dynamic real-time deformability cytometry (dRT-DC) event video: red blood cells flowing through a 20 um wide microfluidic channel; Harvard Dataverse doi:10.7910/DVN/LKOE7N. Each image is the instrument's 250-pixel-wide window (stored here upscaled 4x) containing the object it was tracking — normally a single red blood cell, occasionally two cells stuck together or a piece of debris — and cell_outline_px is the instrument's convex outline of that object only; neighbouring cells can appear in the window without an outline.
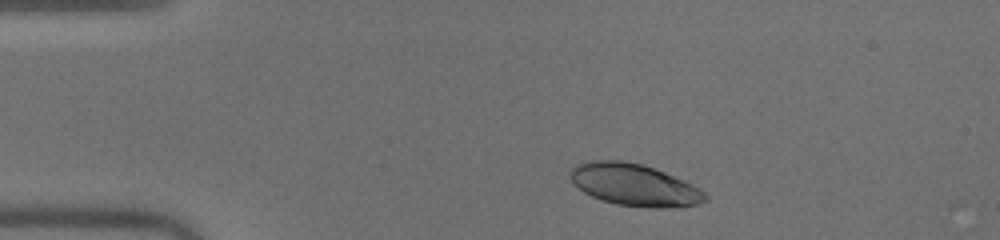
{"species": "human", "species_latin": "Homo sapiens", "temperature_condition": "warm", "stored_images_in_passage": 45, "camera_frame_rate_fps": 3000, "um_per_image_px": 0.085, "donor": {"sex": "male"}, "frame": {"image": 1, "passage_image": 4, "time_ms": 1.0, "image_size_px": [1000, 240], "cell_outline_px": [[708, 200], [700, 204], [672, 208], [648, 208], [616, 204], [592, 196], [584, 192], [568, 176], [568, 172], [576, 164], [588, 160], [624, 160], [640, 164], [664, 172], [684, 180], [700, 188], [708, 196]], "centroid_in_image_um": [53.94, 15.72], "position_along_channel_um": 31.1, "area_um2": 33.18}}
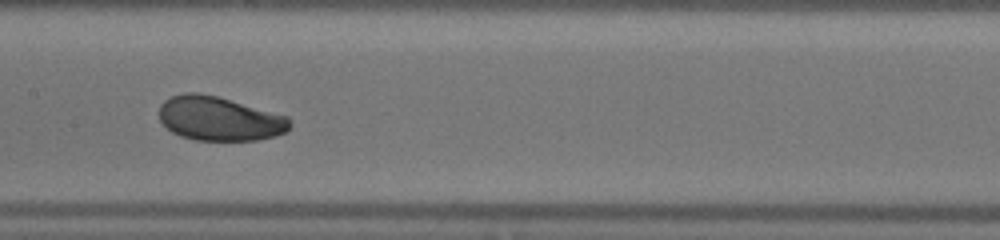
{"frame": {"image": 2, "passage_image": 20, "time_ms": 6.333, "image_size_px": [1000, 240], "cell_outline_px": [[288, 132], [276, 136], [256, 140], [196, 140], [180, 136], [172, 132], [160, 120], [160, 104], [164, 100], [172, 96], [184, 92], [200, 92], [216, 96], [288, 116]], "centroid_in_image_um": [18.62, 10.08], "position_along_channel_um": 188.8, "area_um2": 33.47}}
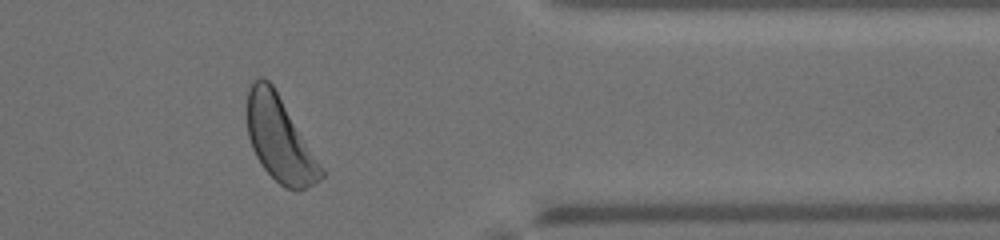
{"frame": {"image": 3, "passage_image": 36, "time_ms": 11.667, "image_size_px": [1000, 240], "cell_outline_px": [[324, 176], [312, 184], [304, 188], [284, 188], [264, 168], [256, 156], [252, 148], [248, 136], [248, 92], [252, 80], [260, 76], [264, 76], [272, 84], [324, 168]], "centroid_in_image_um": [23.77, 11.8], "position_along_channel_um": 387.6, "area_um2": 35.95}, "authors_computed_cell_mechanics": {"area_um2": 33.5818, "velocity_mm_per_s": 4.048, "shape_relaxation_time_tau1_ms": 1.9058, "shape_relaxation_time_tau2_ms": null, "deformation_change_tau1": 0.1108, "deformation_change_tau2": null}}